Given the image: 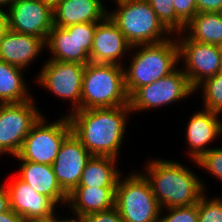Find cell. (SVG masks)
Returning <instances> with one entry per match:
<instances>
[{
    "label": "cell",
    "mask_w": 222,
    "mask_h": 222,
    "mask_svg": "<svg viewBox=\"0 0 222 222\" xmlns=\"http://www.w3.org/2000/svg\"><path fill=\"white\" fill-rule=\"evenodd\" d=\"M129 105L80 109L67 114L72 133L96 156L118 158L126 129Z\"/></svg>",
    "instance_id": "1"
},
{
    "label": "cell",
    "mask_w": 222,
    "mask_h": 222,
    "mask_svg": "<svg viewBox=\"0 0 222 222\" xmlns=\"http://www.w3.org/2000/svg\"><path fill=\"white\" fill-rule=\"evenodd\" d=\"M146 173L161 209L197 204L205 192L203 182L191 170L170 160H149Z\"/></svg>",
    "instance_id": "2"
},
{
    "label": "cell",
    "mask_w": 222,
    "mask_h": 222,
    "mask_svg": "<svg viewBox=\"0 0 222 222\" xmlns=\"http://www.w3.org/2000/svg\"><path fill=\"white\" fill-rule=\"evenodd\" d=\"M133 46L135 52L128 68L124 67L125 89L130 97L138 88L151 84L172 73L179 64V47L176 40ZM138 47V48H137Z\"/></svg>",
    "instance_id": "3"
},
{
    "label": "cell",
    "mask_w": 222,
    "mask_h": 222,
    "mask_svg": "<svg viewBox=\"0 0 222 222\" xmlns=\"http://www.w3.org/2000/svg\"><path fill=\"white\" fill-rule=\"evenodd\" d=\"M129 105L125 89L124 67L89 62L85 66L81 109Z\"/></svg>",
    "instance_id": "4"
},
{
    "label": "cell",
    "mask_w": 222,
    "mask_h": 222,
    "mask_svg": "<svg viewBox=\"0 0 222 222\" xmlns=\"http://www.w3.org/2000/svg\"><path fill=\"white\" fill-rule=\"evenodd\" d=\"M117 5V10L108 12V16L132 47L160 43L174 35L159 20L147 0L121 1Z\"/></svg>",
    "instance_id": "5"
},
{
    "label": "cell",
    "mask_w": 222,
    "mask_h": 222,
    "mask_svg": "<svg viewBox=\"0 0 222 222\" xmlns=\"http://www.w3.org/2000/svg\"><path fill=\"white\" fill-rule=\"evenodd\" d=\"M118 179L115 207L124 222H158L161 207L149 181L142 173H131Z\"/></svg>",
    "instance_id": "6"
},
{
    "label": "cell",
    "mask_w": 222,
    "mask_h": 222,
    "mask_svg": "<svg viewBox=\"0 0 222 222\" xmlns=\"http://www.w3.org/2000/svg\"><path fill=\"white\" fill-rule=\"evenodd\" d=\"M42 115L24 139L19 153L14 156L20 161L52 165L64 139L72 132L68 116L47 124Z\"/></svg>",
    "instance_id": "7"
},
{
    "label": "cell",
    "mask_w": 222,
    "mask_h": 222,
    "mask_svg": "<svg viewBox=\"0 0 222 222\" xmlns=\"http://www.w3.org/2000/svg\"><path fill=\"white\" fill-rule=\"evenodd\" d=\"M88 22L68 27H52L45 45L51 51V60L73 62L86 65L90 62V52L96 25Z\"/></svg>",
    "instance_id": "8"
},
{
    "label": "cell",
    "mask_w": 222,
    "mask_h": 222,
    "mask_svg": "<svg viewBox=\"0 0 222 222\" xmlns=\"http://www.w3.org/2000/svg\"><path fill=\"white\" fill-rule=\"evenodd\" d=\"M195 89L183 70L175 69L159 80L138 88L129 97L131 112L160 108L192 95Z\"/></svg>",
    "instance_id": "9"
},
{
    "label": "cell",
    "mask_w": 222,
    "mask_h": 222,
    "mask_svg": "<svg viewBox=\"0 0 222 222\" xmlns=\"http://www.w3.org/2000/svg\"><path fill=\"white\" fill-rule=\"evenodd\" d=\"M33 101L0 104V154L16 156L21 150L32 126L42 116Z\"/></svg>",
    "instance_id": "10"
},
{
    "label": "cell",
    "mask_w": 222,
    "mask_h": 222,
    "mask_svg": "<svg viewBox=\"0 0 222 222\" xmlns=\"http://www.w3.org/2000/svg\"><path fill=\"white\" fill-rule=\"evenodd\" d=\"M184 34V32L176 33L179 59L183 58L186 66L182 70L188 77L191 86L196 89L205 79L219 73L222 47L194 41Z\"/></svg>",
    "instance_id": "11"
},
{
    "label": "cell",
    "mask_w": 222,
    "mask_h": 222,
    "mask_svg": "<svg viewBox=\"0 0 222 222\" xmlns=\"http://www.w3.org/2000/svg\"><path fill=\"white\" fill-rule=\"evenodd\" d=\"M85 66L79 63L49 59L43 65L37 81L61 99L72 102V111L81 109V92Z\"/></svg>",
    "instance_id": "12"
},
{
    "label": "cell",
    "mask_w": 222,
    "mask_h": 222,
    "mask_svg": "<svg viewBox=\"0 0 222 222\" xmlns=\"http://www.w3.org/2000/svg\"><path fill=\"white\" fill-rule=\"evenodd\" d=\"M8 11L9 30L41 37L45 42L53 27V10L40 0H15Z\"/></svg>",
    "instance_id": "13"
},
{
    "label": "cell",
    "mask_w": 222,
    "mask_h": 222,
    "mask_svg": "<svg viewBox=\"0 0 222 222\" xmlns=\"http://www.w3.org/2000/svg\"><path fill=\"white\" fill-rule=\"evenodd\" d=\"M91 156L72 132L64 139L52 168L58 183L67 194L78 186L82 171Z\"/></svg>",
    "instance_id": "14"
},
{
    "label": "cell",
    "mask_w": 222,
    "mask_h": 222,
    "mask_svg": "<svg viewBox=\"0 0 222 222\" xmlns=\"http://www.w3.org/2000/svg\"><path fill=\"white\" fill-rule=\"evenodd\" d=\"M10 196V208L23 221L47 220L56 215L57 205L46 195L36 192L18 176L5 185Z\"/></svg>",
    "instance_id": "15"
},
{
    "label": "cell",
    "mask_w": 222,
    "mask_h": 222,
    "mask_svg": "<svg viewBox=\"0 0 222 222\" xmlns=\"http://www.w3.org/2000/svg\"><path fill=\"white\" fill-rule=\"evenodd\" d=\"M130 50L132 46L109 16L96 25L89 54L91 63L122 65L119 60Z\"/></svg>",
    "instance_id": "16"
},
{
    "label": "cell",
    "mask_w": 222,
    "mask_h": 222,
    "mask_svg": "<svg viewBox=\"0 0 222 222\" xmlns=\"http://www.w3.org/2000/svg\"><path fill=\"white\" fill-rule=\"evenodd\" d=\"M219 116V113L203 109L195 112L189 119L184 136L193 162L211 149L206 147L207 144L222 136V123Z\"/></svg>",
    "instance_id": "17"
},
{
    "label": "cell",
    "mask_w": 222,
    "mask_h": 222,
    "mask_svg": "<svg viewBox=\"0 0 222 222\" xmlns=\"http://www.w3.org/2000/svg\"><path fill=\"white\" fill-rule=\"evenodd\" d=\"M43 48L46 45L41 37L8 30L0 42V60L25 69Z\"/></svg>",
    "instance_id": "18"
},
{
    "label": "cell",
    "mask_w": 222,
    "mask_h": 222,
    "mask_svg": "<svg viewBox=\"0 0 222 222\" xmlns=\"http://www.w3.org/2000/svg\"><path fill=\"white\" fill-rule=\"evenodd\" d=\"M102 0H62L53 9V25L68 27L80 23L101 22L108 16Z\"/></svg>",
    "instance_id": "19"
},
{
    "label": "cell",
    "mask_w": 222,
    "mask_h": 222,
    "mask_svg": "<svg viewBox=\"0 0 222 222\" xmlns=\"http://www.w3.org/2000/svg\"><path fill=\"white\" fill-rule=\"evenodd\" d=\"M20 173L17 175L27 182L36 192L49 197L56 205L68 201V194L57 181L52 165H45L29 161H21Z\"/></svg>",
    "instance_id": "20"
},
{
    "label": "cell",
    "mask_w": 222,
    "mask_h": 222,
    "mask_svg": "<svg viewBox=\"0 0 222 222\" xmlns=\"http://www.w3.org/2000/svg\"><path fill=\"white\" fill-rule=\"evenodd\" d=\"M115 190L116 187L77 186L68 194L67 204L74 216L105 211L115 206Z\"/></svg>",
    "instance_id": "21"
},
{
    "label": "cell",
    "mask_w": 222,
    "mask_h": 222,
    "mask_svg": "<svg viewBox=\"0 0 222 222\" xmlns=\"http://www.w3.org/2000/svg\"><path fill=\"white\" fill-rule=\"evenodd\" d=\"M116 162L114 157L92 155L82 171L78 186L116 187L121 176Z\"/></svg>",
    "instance_id": "22"
},
{
    "label": "cell",
    "mask_w": 222,
    "mask_h": 222,
    "mask_svg": "<svg viewBox=\"0 0 222 222\" xmlns=\"http://www.w3.org/2000/svg\"><path fill=\"white\" fill-rule=\"evenodd\" d=\"M183 32L194 41L222 47V12L197 13Z\"/></svg>",
    "instance_id": "23"
},
{
    "label": "cell",
    "mask_w": 222,
    "mask_h": 222,
    "mask_svg": "<svg viewBox=\"0 0 222 222\" xmlns=\"http://www.w3.org/2000/svg\"><path fill=\"white\" fill-rule=\"evenodd\" d=\"M23 70L0 60V104L23 103L33 98L27 93Z\"/></svg>",
    "instance_id": "24"
},
{
    "label": "cell",
    "mask_w": 222,
    "mask_h": 222,
    "mask_svg": "<svg viewBox=\"0 0 222 222\" xmlns=\"http://www.w3.org/2000/svg\"><path fill=\"white\" fill-rule=\"evenodd\" d=\"M202 88L204 109L221 115L222 113V74L205 79L195 90Z\"/></svg>",
    "instance_id": "25"
},
{
    "label": "cell",
    "mask_w": 222,
    "mask_h": 222,
    "mask_svg": "<svg viewBox=\"0 0 222 222\" xmlns=\"http://www.w3.org/2000/svg\"><path fill=\"white\" fill-rule=\"evenodd\" d=\"M164 26L173 34L183 32L185 24L177 17L173 0H147Z\"/></svg>",
    "instance_id": "26"
},
{
    "label": "cell",
    "mask_w": 222,
    "mask_h": 222,
    "mask_svg": "<svg viewBox=\"0 0 222 222\" xmlns=\"http://www.w3.org/2000/svg\"><path fill=\"white\" fill-rule=\"evenodd\" d=\"M198 222H222V197L207 199L205 193L198 201Z\"/></svg>",
    "instance_id": "27"
},
{
    "label": "cell",
    "mask_w": 222,
    "mask_h": 222,
    "mask_svg": "<svg viewBox=\"0 0 222 222\" xmlns=\"http://www.w3.org/2000/svg\"><path fill=\"white\" fill-rule=\"evenodd\" d=\"M167 214L162 216V209L158 222H198V203L190 206L166 208Z\"/></svg>",
    "instance_id": "28"
},
{
    "label": "cell",
    "mask_w": 222,
    "mask_h": 222,
    "mask_svg": "<svg viewBox=\"0 0 222 222\" xmlns=\"http://www.w3.org/2000/svg\"><path fill=\"white\" fill-rule=\"evenodd\" d=\"M194 163L210 172L211 175L218 178L219 181H222V148L210 149Z\"/></svg>",
    "instance_id": "29"
},
{
    "label": "cell",
    "mask_w": 222,
    "mask_h": 222,
    "mask_svg": "<svg viewBox=\"0 0 222 222\" xmlns=\"http://www.w3.org/2000/svg\"><path fill=\"white\" fill-rule=\"evenodd\" d=\"M177 17L187 25L198 13L196 0H173Z\"/></svg>",
    "instance_id": "30"
},
{
    "label": "cell",
    "mask_w": 222,
    "mask_h": 222,
    "mask_svg": "<svg viewBox=\"0 0 222 222\" xmlns=\"http://www.w3.org/2000/svg\"><path fill=\"white\" fill-rule=\"evenodd\" d=\"M83 219L85 222H124L115 206L105 211L85 215Z\"/></svg>",
    "instance_id": "31"
},
{
    "label": "cell",
    "mask_w": 222,
    "mask_h": 222,
    "mask_svg": "<svg viewBox=\"0 0 222 222\" xmlns=\"http://www.w3.org/2000/svg\"><path fill=\"white\" fill-rule=\"evenodd\" d=\"M197 11L201 12H222V0H196Z\"/></svg>",
    "instance_id": "32"
},
{
    "label": "cell",
    "mask_w": 222,
    "mask_h": 222,
    "mask_svg": "<svg viewBox=\"0 0 222 222\" xmlns=\"http://www.w3.org/2000/svg\"><path fill=\"white\" fill-rule=\"evenodd\" d=\"M10 196L5 185H0V213L10 210Z\"/></svg>",
    "instance_id": "33"
},
{
    "label": "cell",
    "mask_w": 222,
    "mask_h": 222,
    "mask_svg": "<svg viewBox=\"0 0 222 222\" xmlns=\"http://www.w3.org/2000/svg\"><path fill=\"white\" fill-rule=\"evenodd\" d=\"M9 30L7 11L0 8V42L5 33Z\"/></svg>",
    "instance_id": "34"
},
{
    "label": "cell",
    "mask_w": 222,
    "mask_h": 222,
    "mask_svg": "<svg viewBox=\"0 0 222 222\" xmlns=\"http://www.w3.org/2000/svg\"><path fill=\"white\" fill-rule=\"evenodd\" d=\"M0 222H23L22 218L13 210L0 213Z\"/></svg>",
    "instance_id": "35"
},
{
    "label": "cell",
    "mask_w": 222,
    "mask_h": 222,
    "mask_svg": "<svg viewBox=\"0 0 222 222\" xmlns=\"http://www.w3.org/2000/svg\"><path fill=\"white\" fill-rule=\"evenodd\" d=\"M74 218H71V219L70 218L69 219L68 218H66V219L64 218V219H61V220L60 219L58 220V218H56V222H85L83 217L76 216Z\"/></svg>",
    "instance_id": "36"
},
{
    "label": "cell",
    "mask_w": 222,
    "mask_h": 222,
    "mask_svg": "<svg viewBox=\"0 0 222 222\" xmlns=\"http://www.w3.org/2000/svg\"><path fill=\"white\" fill-rule=\"evenodd\" d=\"M45 5L49 6L52 10L62 1V0H40Z\"/></svg>",
    "instance_id": "37"
},
{
    "label": "cell",
    "mask_w": 222,
    "mask_h": 222,
    "mask_svg": "<svg viewBox=\"0 0 222 222\" xmlns=\"http://www.w3.org/2000/svg\"><path fill=\"white\" fill-rule=\"evenodd\" d=\"M56 217L57 215L47 220H30V221H23V222H56Z\"/></svg>",
    "instance_id": "38"
},
{
    "label": "cell",
    "mask_w": 222,
    "mask_h": 222,
    "mask_svg": "<svg viewBox=\"0 0 222 222\" xmlns=\"http://www.w3.org/2000/svg\"><path fill=\"white\" fill-rule=\"evenodd\" d=\"M15 0H0V6L4 8V5H7V6H11V4L14 2ZM0 7V8H1Z\"/></svg>",
    "instance_id": "39"
},
{
    "label": "cell",
    "mask_w": 222,
    "mask_h": 222,
    "mask_svg": "<svg viewBox=\"0 0 222 222\" xmlns=\"http://www.w3.org/2000/svg\"><path fill=\"white\" fill-rule=\"evenodd\" d=\"M219 74H222V55H221V61H220V67H219Z\"/></svg>",
    "instance_id": "40"
},
{
    "label": "cell",
    "mask_w": 222,
    "mask_h": 222,
    "mask_svg": "<svg viewBox=\"0 0 222 222\" xmlns=\"http://www.w3.org/2000/svg\"><path fill=\"white\" fill-rule=\"evenodd\" d=\"M121 1H128V0H115L116 3L121 2Z\"/></svg>",
    "instance_id": "41"
}]
</instances>
